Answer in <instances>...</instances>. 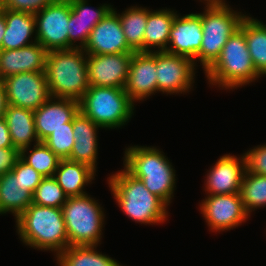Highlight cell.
<instances>
[{
    "instance_id": "7a4b0ae2",
    "label": "cell",
    "mask_w": 266,
    "mask_h": 266,
    "mask_svg": "<svg viewBox=\"0 0 266 266\" xmlns=\"http://www.w3.org/2000/svg\"><path fill=\"white\" fill-rule=\"evenodd\" d=\"M83 48L48 51L45 75L51 97L80 101L89 88Z\"/></svg>"
},
{
    "instance_id": "74e56055",
    "label": "cell",
    "mask_w": 266,
    "mask_h": 266,
    "mask_svg": "<svg viewBox=\"0 0 266 266\" xmlns=\"http://www.w3.org/2000/svg\"><path fill=\"white\" fill-rule=\"evenodd\" d=\"M14 147L9 129L4 117L0 119V148Z\"/></svg>"
},
{
    "instance_id": "2e32d148",
    "label": "cell",
    "mask_w": 266,
    "mask_h": 266,
    "mask_svg": "<svg viewBox=\"0 0 266 266\" xmlns=\"http://www.w3.org/2000/svg\"><path fill=\"white\" fill-rule=\"evenodd\" d=\"M202 38L201 17L197 13L183 17L176 14L169 33L170 47H167L165 52L189 57L195 61L200 51Z\"/></svg>"
},
{
    "instance_id": "e0dca14e",
    "label": "cell",
    "mask_w": 266,
    "mask_h": 266,
    "mask_svg": "<svg viewBox=\"0 0 266 266\" xmlns=\"http://www.w3.org/2000/svg\"><path fill=\"white\" fill-rule=\"evenodd\" d=\"M47 55L36 40L20 49L0 50V80L23 72H45Z\"/></svg>"
},
{
    "instance_id": "9a60e30c",
    "label": "cell",
    "mask_w": 266,
    "mask_h": 266,
    "mask_svg": "<svg viewBox=\"0 0 266 266\" xmlns=\"http://www.w3.org/2000/svg\"><path fill=\"white\" fill-rule=\"evenodd\" d=\"M158 91L156 51L134 52L129 65L125 92L130 99L142 100Z\"/></svg>"
},
{
    "instance_id": "836d02e7",
    "label": "cell",
    "mask_w": 266,
    "mask_h": 266,
    "mask_svg": "<svg viewBox=\"0 0 266 266\" xmlns=\"http://www.w3.org/2000/svg\"><path fill=\"white\" fill-rule=\"evenodd\" d=\"M11 171L15 174L18 184L20 185L19 187L21 189H27L32 195L44 178L21 158L18 159Z\"/></svg>"
},
{
    "instance_id": "8fae6325",
    "label": "cell",
    "mask_w": 266,
    "mask_h": 266,
    "mask_svg": "<svg viewBox=\"0 0 266 266\" xmlns=\"http://www.w3.org/2000/svg\"><path fill=\"white\" fill-rule=\"evenodd\" d=\"M132 54H85L89 85L125 89Z\"/></svg>"
},
{
    "instance_id": "44dd1931",
    "label": "cell",
    "mask_w": 266,
    "mask_h": 266,
    "mask_svg": "<svg viewBox=\"0 0 266 266\" xmlns=\"http://www.w3.org/2000/svg\"><path fill=\"white\" fill-rule=\"evenodd\" d=\"M90 118L85 116L80 110L73 117V137L75 143L72 147V152L69 160L83 163L96 169L97 157V128Z\"/></svg>"
},
{
    "instance_id": "484cf974",
    "label": "cell",
    "mask_w": 266,
    "mask_h": 266,
    "mask_svg": "<svg viewBox=\"0 0 266 266\" xmlns=\"http://www.w3.org/2000/svg\"><path fill=\"white\" fill-rule=\"evenodd\" d=\"M19 186L12 171L0 176V214L12 212L17 218L32 204V194Z\"/></svg>"
},
{
    "instance_id": "ab89813d",
    "label": "cell",
    "mask_w": 266,
    "mask_h": 266,
    "mask_svg": "<svg viewBox=\"0 0 266 266\" xmlns=\"http://www.w3.org/2000/svg\"><path fill=\"white\" fill-rule=\"evenodd\" d=\"M6 29L5 14L0 10V50H2V39Z\"/></svg>"
},
{
    "instance_id": "8d00e7d4",
    "label": "cell",
    "mask_w": 266,
    "mask_h": 266,
    "mask_svg": "<svg viewBox=\"0 0 266 266\" xmlns=\"http://www.w3.org/2000/svg\"><path fill=\"white\" fill-rule=\"evenodd\" d=\"M20 158V151L15 147L0 148V176L11 172Z\"/></svg>"
},
{
    "instance_id": "ffe728a7",
    "label": "cell",
    "mask_w": 266,
    "mask_h": 266,
    "mask_svg": "<svg viewBox=\"0 0 266 266\" xmlns=\"http://www.w3.org/2000/svg\"><path fill=\"white\" fill-rule=\"evenodd\" d=\"M87 0H70L71 13L68 22V50L84 48L92 29L112 9L110 5H102L97 10L88 8ZM80 40V46L73 47L75 40Z\"/></svg>"
},
{
    "instance_id": "60d3db41",
    "label": "cell",
    "mask_w": 266,
    "mask_h": 266,
    "mask_svg": "<svg viewBox=\"0 0 266 266\" xmlns=\"http://www.w3.org/2000/svg\"><path fill=\"white\" fill-rule=\"evenodd\" d=\"M205 1L209 2V1H223V0H205Z\"/></svg>"
},
{
    "instance_id": "5bb4252c",
    "label": "cell",
    "mask_w": 266,
    "mask_h": 266,
    "mask_svg": "<svg viewBox=\"0 0 266 266\" xmlns=\"http://www.w3.org/2000/svg\"><path fill=\"white\" fill-rule=\"evenodd\" d=\"M86 54L134 53L128 46L118 14L112 8L92 29L83 48Z\"/></svg>"
},
{
    "instance_id": "7402d4cb",
    "label": "cell",
    "mask_w": 266,
    "mask_h": 266,
    "mask_svg": "<svg viewBox=\"0 0 266 266\" xmlns=\"http://www.w3.org/2000/svg\"><path fill=\"white\" fill-rule=\"evenodd\" d=\"M4 118L16 149L26 151L31 141L40 142L35 130L34 110L8 104Z\"/></svg>"
},
{
    "instance_id": "9c48e42d",
    "label": "cell",
    "mask_w": 266,
    "mask_h": 266,
    "mask_svg": "<svg viewBox=\"0 0 266 266\" xmlns=\"http://www.w3.org/2000/svg\"><path fill=\"white\" fill-rule=\"evenodd\" d=\"M70 13V0H55L34 14L35 40L47 51L68 50Z\"/></svg>"
},
{
    "instance_id": "30bf717a",
    "label": "cell",
    "mask_w": 266,
    "mask_h": 266,
    "mask_svg": "<svg viewBox=\"0 0 266 266\" xmlns=\"http://www.w3.org/2000/svg\"><path fill=\"white\" fill-rule=\"evenodd\" d=\"M2 81L9 105L36 110L51 98L45 72H23Z\"/></svg>"
},
{
    "instance_id": "d590c367",
    "label": "cell",
    "mask_w": 266,
    "mask_h": 266,
    "mask_svg": "<svg viewBox=\"0 0 266 266\" xmlns=\"http://www.w3.org/2000/svg\"><path fill=\"white\" fill-rule=\"evenodd\" d=\"M55 0H0V8L35 14Z\"/></svg>"
},
{
    "instance_id": "f35d334b",
    "label": "cell",
    "mask_w": 266,
    "mask_h": 266,
    "mask_svg": "<svg viewBox=\"0 0 266 266\" xmlns=\"http://www.w3.org/2000/svg\"><path fill=\"white\" fill-rule=\"evenodd\" d=\"M8 106L6 89L2 80H0V119L4 117L6 107Z\"/></svg>"
},
{
    "instance_id": "603a6c76",
    "label": "cell",
    "mask_w": 266,
    "mask_h": 266,
    "mask_svg": "<svg viewBox=\"0 0 266 266\" xmlns=\"http://www.w3.org/2000/svg\"><path fill=\"white\" fill-rule=\"evenodd\" d=\"M5 14L6 29L2 39V49H20L29 44V38L35 29V16L32 13L0 8Z\"/></svg>"
},
{
    "instance_id": "cb8c5ba5",
    "label": "cell",
    "mask_w": 266,
    "mask_h": 266,
    "mask_svg": "<svg viewBox=\"0 0 266 266\" xmlns=\"http://www.w3.org/2000/svg\"><path fill=\"white\" fill-rule=\"evenodd\" d=\"M94 173L95 170L86 164L61 159L53 177L68 197H75L86 195L84 185L91 182Z\"/></svg>"
},
{
    "instance_id": "d6a6232c",
    "label": "cell",
    "mask_w": 266,
    "mask_h": 266,
    "mask_svg": "<svg viewBox=\"0 0 266 266\" xmlns=\"http://www.w3.org/2000/svg\"><path fill=\"white\" fill-rule=\"evenodd\" d=\"M73 119L67 123V127L54 130L43 143L50 148L60 159H69L73 144Z\"/></svg>"
},
{
    "instance_id": "ba28073f",
    "label": "cell",
    "mask_w": 266,
    "mask_h": 266,
    "mask_svg": "<svg viewBox=\"0 0 266 266\" xmlns=\"http://www.w3.org/2000/svg\"><path fill=\"white\" fill-rule=\"evenodd\" d=\"M69 246H96L101 239L102 207L88 194L68 197L62 206Z\"/></svg>"
},
{
    "instance_id": "d6986e66",
    "label": "cell",
    "mask_w": 266,
    "mask_h": 266,
    "mask_svg": "<svg viewBox=\"0 0 266 266\" xmlns=\"http://www.w3.org/2000/svg\"><path fill=\"white\" fill-rule=\"evenodd\" d=\"M224 155L210 169L206 189L209 195L239 193L246 172L245 159ZM241 163V164H240Z\"/></svg>"
},
{
    "instance_id": "4316f807",
    "label": "cell",
    "mask_w": 266,
    "mask_h": 266,
    "mask_svg": "<svg viewBox=\"0 0 266 266\" xmlns=\"http://www.w3.org/2000/svg\"><path fill=\"white\" fill-rule=\"evenodd\" d=\"M245 34L248 50L256 71L266 75V25L245 16L239 27Z\"/></svg>"
},
{
    "instance_id": "52a82bcc",
    "label": "cell",
    "mask_w": 266,
    "mask_h": 266,
    "mask_svg": "<svg viewBox=\"0 0 266 266\" xmlns=\"http://www.w3.org/2000/svg\"><path fill=\"white\" fill-rule=\"evenodd\" d=\"M133 105L124 88L90 85L79 101V110L99 127L112 129L131 118Z\"/></svg>"
},
{
    "instance_id": "4dcf8cb0",
    "label": "cell",
    "mask_w": 266,
    "mask_h": 266,
    "mask_svg": "<svg viewBox=\"0 0 266 266\" xmlns=\"http://www.w3.org/2000/svg\"><path fill=\"white\" fill-rule=\"evenodd\" d=\"M25 150L20 151V158L33 167L43 177H51L54 175L60 158L43 142H38L34 145L28 157L25 155Z\"/></svg>"
},
{
    "instance_id": "4fadbf2b",
    "label": "cell",
    "mask_w": 266,
    "mask_h": 266,
    "mask_svg": "<svg viewBox=\"0 0 266 266\" xmlns=\"http://www.w3.org/2000/svg\"><path fill=\"white\" fill-rule=\"evenodd\" d=\"M200 209L210 228L216 231L234 228L250 215L239 193L209 195Z\"/></svg>"
},
{
    "instance_id": "3957f363",
    "label": "cell",
    "mask_w": 266,
    "mask_h": 266,
    "mask_svg": "<svg viewBox=\"0 0 266 266\" xmlns=\"http://www.w3.org/2000/svg\"><path fill=\"white\" fill-rule=\"evenodd\" d=\"M124 162V169L130 175L142 180L152 194L169 205L175 185V173L161 151L154 147L133 146L126 149Z\"/></svg>"
},
{
    "instance_id": "d4e9b609",
    "label": "cell",
    "mask_w": 266,
    "mask_h": 266,
    "mask_svg": "<svg viewBox=\"0 0 266 266\" xmlns=\"http://www.w3.org/2000/svg\"><path fill=\"white\" fill-rule=\"evenodd\" d=\"M176 12L169 10H159L151 12L148 10L147 25L143 40V52H151L149 48L158 46L160 50L166 51L169 43V33L173 26Z\"/></svg>"
},
{
    "instance_id": "277c9868",
    "label": "cell",
    "mask_w": 266,
    "mask_h": 266,
    "mask_svg": "<svg viewBox=\"0 0 266 266\" xmlns=\"http://www.w3.org/2000/svg\"><path fill=\"white\" fill-rule=\"evenodd\" d=\"M111 191L123 212L140 223H160L166 219L167 205L152 194L139 180L126 170L109 177Z\"/></svg>"
},
{
    "instance_id": "ac0fdd59",
    "label": "cell",
    "mask_w": 266,
    "mask_h": 266,
    "mask_svg": "<svg viewBox=\"0 0 266 266\" xmlns=\"http://www.w3.org/2000/svg\"><path fill=\"white\" fill-rule=\"evenodd\" d=\"M52 97L34 110L35 130L40 142H43L54 130L67 127L79 111V101L67 98Z\"/></svg>"
},
{
    "instance_id": "e575fe53",
    "label": "cell",
    "mask_w": 266,
    "mask_h": 266,
    "mask_svg": "<svg viewBox=\"0 0 266 266\" xmlns=\"http://www.w3.org/2000/svg\"><path fill=\"white\" fill-rule=\"evenodd\" d=\"M244 159L246 172L266 176V145L248 151Z\"/></svg>"
},
{
    "instance_id": "7c38bea8",
    "label": "cell",
    "mask_w": 266,
    "mask_h": 266,
    "mask_svg": "<svg viewBox=\"0 0 266 266\" xmlns=\"http://www.w3.org/2000/svg\"><path fill=\"white\" fill-rule=\"evenodd\" d=\"M194 61L185 56L156 52L158 91L168 93L186 92L193 82Z\"/></svg>"
},
{
    "instance_id": "8992f818",
    "label": "cell",
    "mask_w": 266,
    "mask_h": 266,
    "mask_svg": "<svg viewBox=\"0 0 266 266\" xmlns=\"http://www.w3.org/2000/svg\"><path fill=\"white\" fill-rule=\"evenodd\" d=\"M202 14L203 38L197 58L206 71L219 57L228 38L239 29L245 15L233 12L223 1L207 2Z\"/></svg>"
},
{
    "instance_id": "1f68e13d",
    "label": "cell",
    "mask_w": 266,
    "mask_h": 266,
    "mask_svg": "<svg viewBox=\"0 0 266 266\" xmlns=\"http://www.w3.org/2000/svg\"><path fill=\"white\" fill-rule=\"evenodd\" d=\"M68 196L53 176L44 177L32 195V203L54 208H62Z\"/></svg>"
},
{
    "instance_id": "f546056e",
    "label": "cell",
    "mask_w": 266,
    "mask_h": 266,
    "mask_svg": "<svg viewBox=\"0 0 266 266\" xmlns=\"http://www.w3.org/2000/svg\"><path fill=\"white\" fill-rule=\"evenodd\" d=\"M240 197L246 212L266 205V176L245 172L240 187Z\"/></svg>"
},
{
    "instance_id": "f1b7e54d",
    "label": "cell",
    "mask_w": 266,
    "mask_h": 266,
    "mask_svg": "<svg viewBox=\"0 0 266 266\" xmlns=\"http://www.w3.org/2000/svg\"><path fill=\"white\" fill-rule=\"evenodd\" d=\"M96 246H68L57 254L60 266H121L114 259L95 251Z\"/></svg>"
},
{
    "instance_id": "6da1fadb",
    "label": "cell",
    "mask_w": 266,
    "mask_h": 266,
    "mask_svg": "<svg viewBox=\"0 0 266 266\" xmlns=\"http://www.w3.org/2000/svg\"><path fill=\"white\" fill-rule=\"evenodd\" d=\"M16 223L20 238L31 247L60 254L69 246L61 208L32 203L16 218Z\"/></svg>"
},
{
    "instance_id": "83f0119b",
    "label": "cell",
    "mask_w": 266,
    "mask_h": 266,
    "mask_svg": "<svg viewBox=\"0 0 266 266\" xmlns=\"http://www.w3.org/2000/svg\"><path fill=\"white\" fill-rule=\"evenodd\" d=\"M128 46L134 52H143V40L148 19V9L131 7L118 14Z\"/></svg>"
},
{
    "instance_id": "5b68a950",
    "label": "cell",
    "mask_w": 266,
    "mask_h": 266,
    "mask_svg": "<svg viewBox=\"0 0 266 266\" xmlns=\"http://www.w3.org/2000/svg\"><path fill=\"white\" fill-rule=\"evenodd\" d=\"M205 72L212 85L218 84L227 89L250 83L260 76L240 28L228 38L219 57Z\"/></svg>"
}]
</instances>
